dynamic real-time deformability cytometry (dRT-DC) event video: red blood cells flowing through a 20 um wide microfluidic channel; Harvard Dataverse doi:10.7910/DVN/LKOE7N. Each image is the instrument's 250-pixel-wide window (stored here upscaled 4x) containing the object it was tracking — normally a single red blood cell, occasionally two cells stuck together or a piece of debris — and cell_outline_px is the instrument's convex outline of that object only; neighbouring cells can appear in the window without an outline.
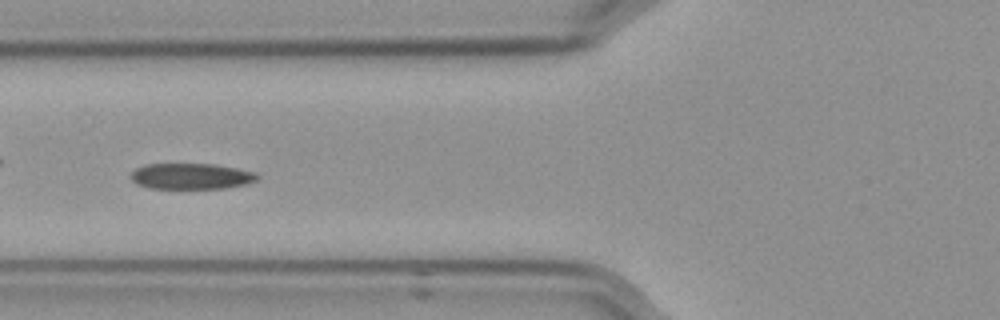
{"species": "Egyptian fruit bat (a non-hibernating species)", "species_latin": "Rousettus aegyptiacus", "temperature_condition": "cold", "stored_images_in_passage": 42, "camera_frame_rate_fps": 3000, "um_per_image_px": 0.085, "frame": {"image": 1, "passage_image": 7, "time_ms": 2.0, "image_size_px": [1000, 320], "cell_outline_px": [[260, 176], [256, 180], [248, 184], [224, 188], [148, 188], [136, 184], [132, 180], [132, 172], [136, 168], [144, 164], [212, 164], [236, 168], [256, 172]], "centroid_in_image_um": [16.27, 14.98], "position_along_channel_um": 109.5, "area_um2": 19.07}}
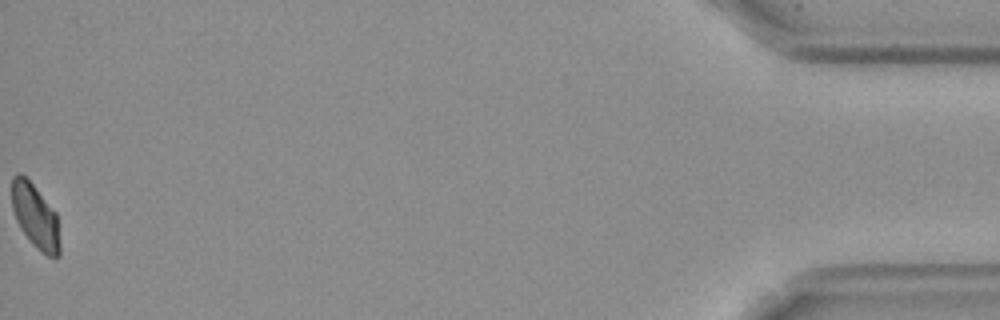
{"frame": {"image": 2, "passage_image": 42, "time_ms": 13.667, "image_size_px": [1000, 320], "cell_outline_px": [[60, 256], [48, 256], [36, 248], [32, 244], [20, 228], [16, 220], [12, 208], [12, 176], [16, 172], [20, 172], [32, 184], [56, 212], [60, 244]], "centroid_in_image_um": [2.99, 18.38], "position_along_channel_um": 432.2, "area_um2": 17.92}, "authors_computed_cell_mechanics": {"area_um2": 19.4497, "velocity_mm_per_s": 3.5526, "shape_relaxation_time_tau1_ms": 6.529, "shape_relaxation_time_tau2_ms": 3.5926, "deformation_change_tau1": 0.1499, "deformation_change_tau2": 0.076}}